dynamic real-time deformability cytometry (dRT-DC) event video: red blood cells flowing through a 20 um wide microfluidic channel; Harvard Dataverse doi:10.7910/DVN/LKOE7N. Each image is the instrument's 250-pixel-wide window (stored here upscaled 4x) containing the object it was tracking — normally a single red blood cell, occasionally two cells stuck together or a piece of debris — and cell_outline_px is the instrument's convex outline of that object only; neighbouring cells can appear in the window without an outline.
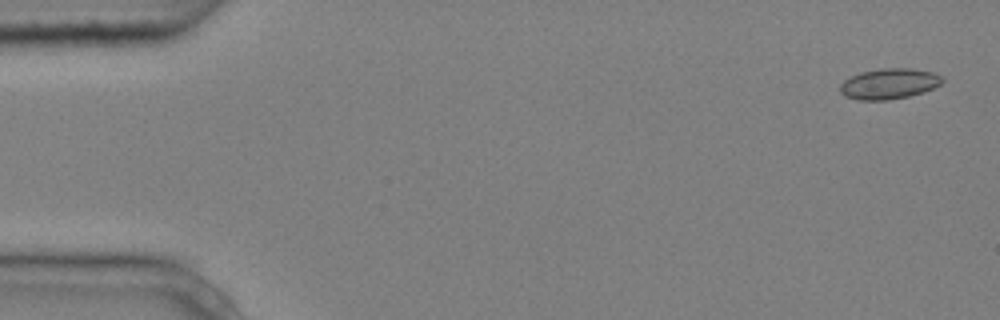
{"species": "common noctule bat (a hibernating species)", "species_latin": "Nyctalus noctula", "temperature_condition": "cold", "stored_images_in_passage": 6, "camera_frame_rate_fps": 3000, "um_per_image_px": 0.085, "animal": {"sex": "male", "body_mass_g": 20.4}, "frame": {"image": 1, "passage_image": 1, "time_ms": 0.0, "image_size_px": [1000, 320], "cell_outline_px": [[944, 80], [940, 84], [924, 92], [908, 96], [888, 100], [856, 100], [844, 96], [840, 92], [840, 84], [844, 80], [860, 72], [880, 68], [912, 68], [932, 72], [940, 76]], "centroid_in_image_um": [75.54, 7.12], "position_along_channel_um": 9.5, "area_um2": 18.26}}
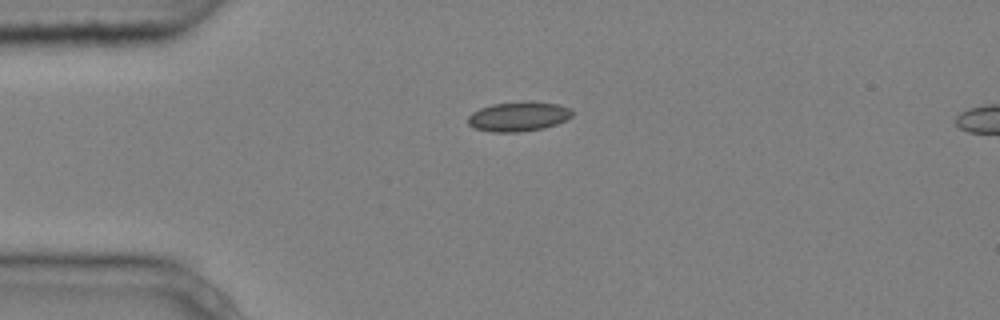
{"frame": {"image": 2, "passage_image": 4, "time_ms": 1.0, "image_size_px": [1000, 320], "cell_outline_px": [[576, 112], [572, 116], [556, 124], [544, 128], [520, 132], [492, 132], [472, 128], [468, 124], [468, 116], [472, 112], [480, 108], [492, 104], [528, 100], [532, 100], [556, 104], [568, 108]], "centroid_in_image_um": [44.05, 9.89], "position_along_channel_um": 40.9, "area_um2": 18.26}}